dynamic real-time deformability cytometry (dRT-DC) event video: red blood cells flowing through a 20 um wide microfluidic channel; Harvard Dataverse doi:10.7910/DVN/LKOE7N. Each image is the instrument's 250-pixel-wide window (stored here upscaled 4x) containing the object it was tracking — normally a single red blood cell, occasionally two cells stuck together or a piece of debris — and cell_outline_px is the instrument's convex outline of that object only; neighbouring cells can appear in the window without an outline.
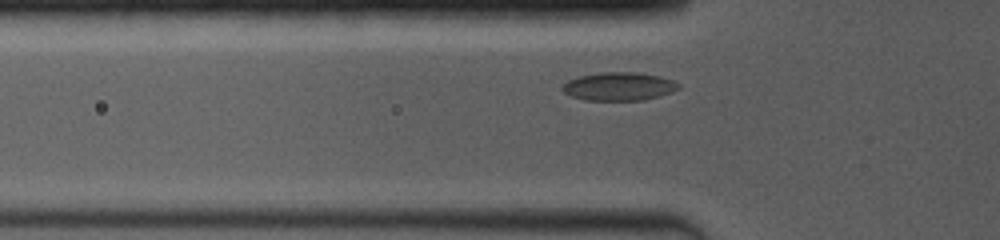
{"species": "common noctule bat (a hibernating species)", "species_latin": "Nyctalus noctula", "temperature_condition": "room temperature", "stored_images_in_passage": 27, "camera_frame_rate_fps": 4000, "um_per_image_px": 0.085, "animal": {"sex": "female", "body_mass_g": 19.0, "forearm_length_mm": 53.3}, "frame": {"image": 1, "passage_image": 3, "time_ms": 1.0, "image_size_px": [1000, 240], "cell_outline_px": [[680, 88], [672, 92], [660, 96], [644, 100], [584, 100], [572, 96], [564, 92], [560, 88], [568, 80], [580, 76], [600, 72], [636, 72], [656, 76], [672, 80], [680, 84]], "centroid_in_image_um": [52.61, 7.35], "position_along_channel_um": 73.2, "area_um2": 19.07}}
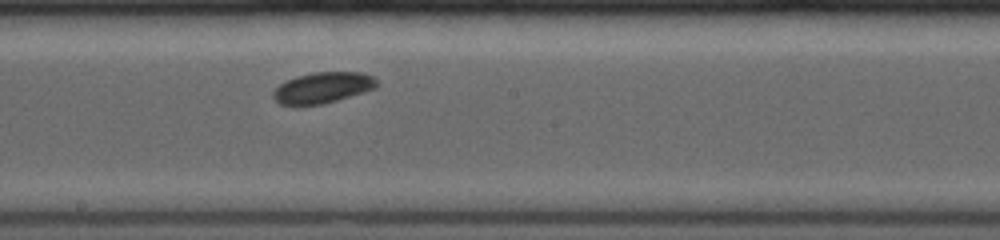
{"frame": {"image": 2, "passage_image": 16, "time_ms": 4.75, "image_size_px": [1000, 240], "cell_outline_px": [[380, 84], [376, 88], [336, 100], [320, 104], [296, 108], [280, 104], [272, 96], [272, 92], [280, 84], [296, 76], [312, 72], [360, 72], [372, 76]], "centroid_in_image_um": [27.39, 7.48], "position_along_channel_um": 220.8, "area_um2": 18.96}}
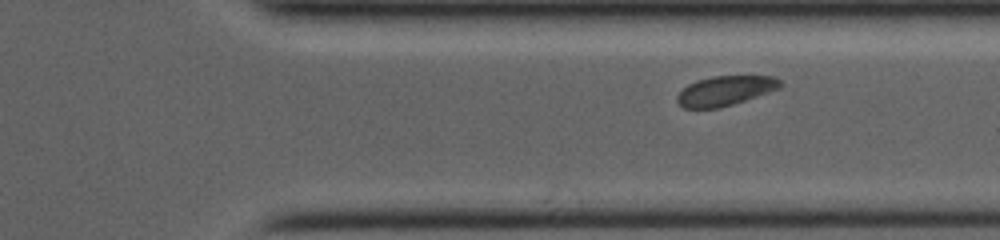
{"frame": {"image": 3, "passage_image": 27, "time_ms": 8.0, "image_size_px": [1000, 240], "cell_outline_px": [[784, 84], [780, 88], [720, 108], [684, 108], [676, 100], [676, 96], [688, 84], [696, 80], [712, 76], [776, 76]], "centroid_in_image_um": [61.65, 7.7], "position_along_channel_um": 349.8, "area_um2": 17.74}}